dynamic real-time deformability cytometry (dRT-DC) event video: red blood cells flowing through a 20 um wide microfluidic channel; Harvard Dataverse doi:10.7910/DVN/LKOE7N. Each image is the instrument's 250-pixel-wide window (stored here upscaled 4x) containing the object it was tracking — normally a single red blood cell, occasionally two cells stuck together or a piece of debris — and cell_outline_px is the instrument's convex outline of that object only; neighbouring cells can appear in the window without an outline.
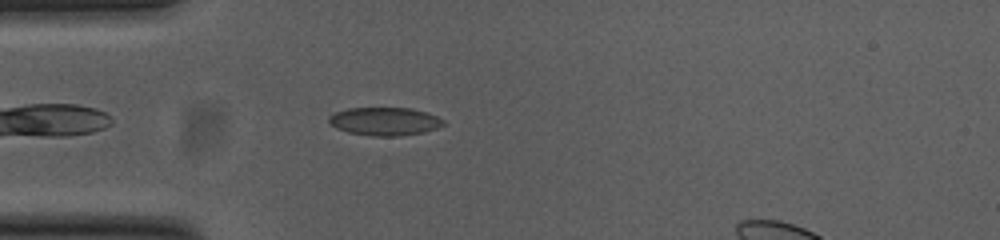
{"species": "common noctule bat (a hibernating species)", "species_latin": "Nyctalus noctula", "temperature_condition": "cold", "stored_images_in_passage": 39, "camera_frame_rate_fps": 3000, "um_per_image_px": 0.085, "animal": {"sex": "female", "body_mass_g": 23.0, "forearm_length_mm": 53.4}, "frame": {"image": 1, "passage_image": 4, "time_ms": 1.0, "image_size_px": [1000, 240], "cell_outline_px": [[444, 124], [436, 128], [424, 132], [396, 136], [372, 136], [348, 132], [336, 128], [328, 124], [328, 116], [336, 112], [348, 108], [412, 108], [436, 116], [444, 120]], "centroid_in_image_um": [32.65, 10.31], "position_along_channel_um": 52.3, "area_um2": 18.73}}
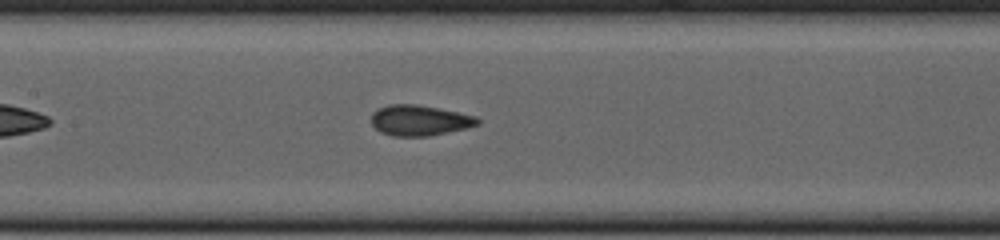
{"frame": {"image": 2, "passage_image": 14, "time_ms": 4.333, "image_size_px": [1000, 240], "cell_outline_px": [[480, 124], [464, 128], [428, 136], [392, 136], [380, 132], [372, 124], [372, 112], [376, 108], [388, 104], [416, 104], [476, 116], [480, 120]], "centroid_in_image_um": [35.61, 10.22], "position_along_channel_um": 171.8, "area_um2": 18.79}}
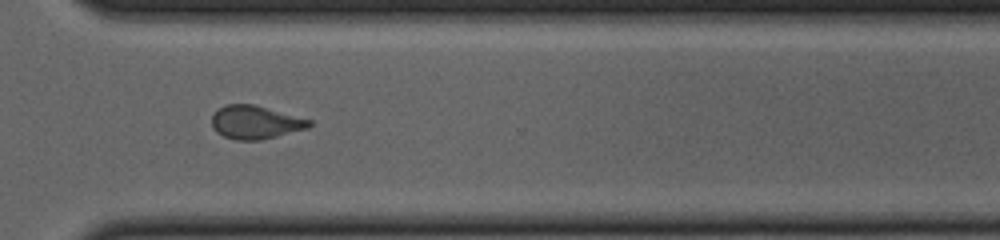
{"frame": {"image": 3, "passage_image": 28, "time_ms": 9.0, "image_size_px": [1000, 240], "cell_outline_px": [[312, 124], [308, 128], [260, 140], [236, 140], [224, 136], [216, 132], [212, 128], [212, 116], [220, 108], [228, 104], [252, 104], [312, 120]], "centroid_in_image_um": [21.7, 10.4], "position_along_channel_um": 348.9, "area_um2": 18.67}}